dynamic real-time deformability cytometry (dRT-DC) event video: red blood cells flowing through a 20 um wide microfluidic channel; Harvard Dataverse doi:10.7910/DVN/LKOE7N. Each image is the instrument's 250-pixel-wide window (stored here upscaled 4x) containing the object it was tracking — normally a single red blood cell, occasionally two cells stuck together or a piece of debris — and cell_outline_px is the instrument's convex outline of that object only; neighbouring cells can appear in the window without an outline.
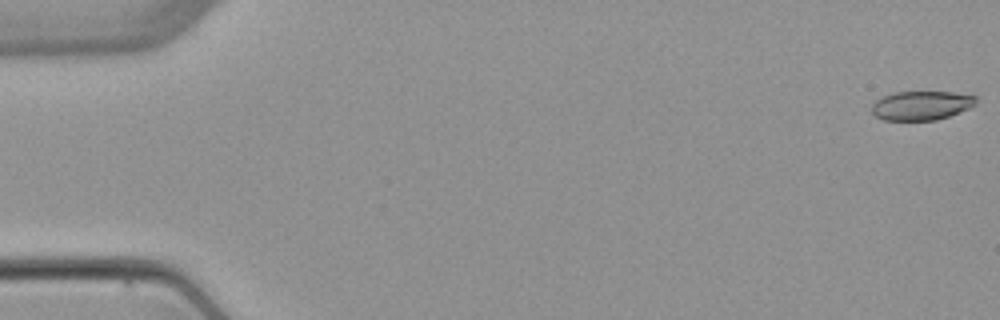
{"species": "common noctule bat (a hibernating species)", "species_latin": "Nyctalus noctula", "temperature_condition": "warm", "stored_images_in_passage": 5, "camera_frame_rate_fps": 3000, "um_per_image_px": 0.085, "animal": {"sex": "female", "body_mass_g": 22.7, "forearm_length_mm": 54.2}, "frame": {"image": 1, "passage_image": 1, "time_ms": 0.0, "image_size_px": [1000, 320], "cell_outline_px": [[976, 104], [960, 112], [936, 120], [884, 120], [876, 116], [872, 112], [872, 104], [876, 100], [892, 92], [952, 92], [976, 96]], "centroid_in_image_um": [78.3, 8.96], "position_along_channel_um": 6.7, "area_um2": 17.57}}
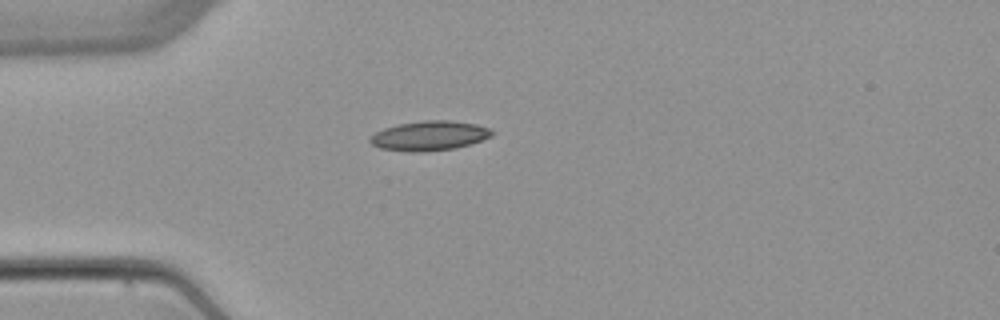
{"frame": {"image": 2, "passage_image": 4, "time_ms": 4.667, "image_size_px": [1000, 320], "cell_outline_px": [[496, 132], [492, 136], [456, 148], [420, 152], [412, 152], [380, 148], [372, 144], [368, 140], [368, 136], [384, 128], [400, 124], [424, 120], [448, 120], [476, 124], [488, 128]], "centroid_in_image_um": [36.48, 11.53], "position_along_channel_um": 48.5, "area_um2": 20.92}}